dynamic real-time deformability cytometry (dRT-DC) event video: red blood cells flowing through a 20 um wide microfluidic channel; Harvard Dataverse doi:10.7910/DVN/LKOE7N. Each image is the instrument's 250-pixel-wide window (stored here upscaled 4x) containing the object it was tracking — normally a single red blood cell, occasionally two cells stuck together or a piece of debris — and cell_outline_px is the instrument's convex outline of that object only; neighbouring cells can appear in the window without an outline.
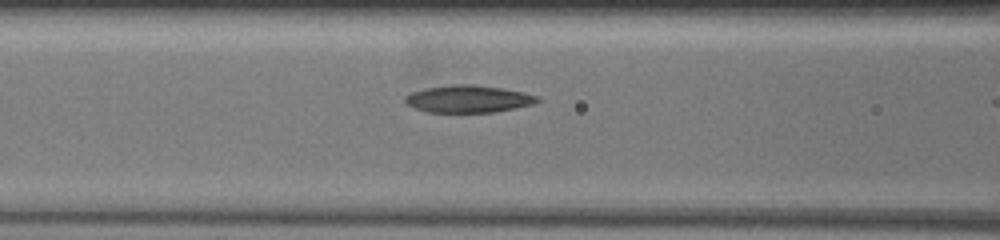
{"species": "common noctule bat (a hibernating species)", "species_latin": "Nyctalus noctula", "temperature_condition": "warm", "stored_images_in_passage": 16, "camera_frame_rate_fps": 3000, "um_per_image_px": 0.085, "animal": {"sex": "female", "body_mass_g": 19.5, "forearm_length_mm": 54.1}, "frame": {"image": 1, "passage_image": 15, "time_ms": 2.667, "image_size_px": [1000, 240], "cell_outline_px": [[540, 100], [532, 104], [492, 112], [428, 112], [416, 108], [408, 104], [404, 100], [404, 96], [412, 92], [424, 88], [452, 84], [472, 84], [500, 88], [524, 92], [536, 96]], "centroid_in_image_um": [39.76, 8.4], "position_along_channel_um": 126.8, "area_um2": 20.75}}